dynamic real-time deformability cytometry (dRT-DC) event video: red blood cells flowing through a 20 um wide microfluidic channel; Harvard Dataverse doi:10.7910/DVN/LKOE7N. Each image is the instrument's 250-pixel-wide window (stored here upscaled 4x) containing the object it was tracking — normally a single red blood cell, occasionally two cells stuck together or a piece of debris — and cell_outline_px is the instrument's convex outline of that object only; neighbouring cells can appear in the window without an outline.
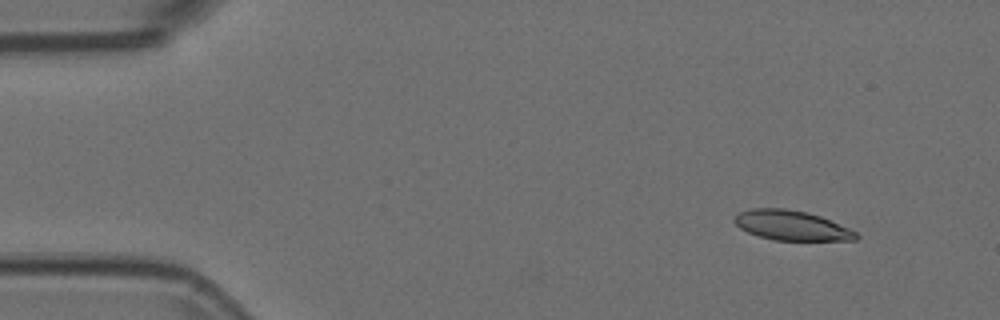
{"species": "Egyptian fruit bat (a non-hibernating species)", "species_latin": "Rousettus aegyptiacus", "temperature_condition": "room temperature", "stored_images_in_passage": 50, "camera_frame_rate_fps": 3000, "um_per_image_px": 0.085, "animal": {"sex": "female"}, "frame": {"image": 1, "passage_image": 1, "time_ms": 0.0, "image_size_px": [1000, 320], "cell_outline_px": [[860, 236], [856, 240], [776, 240], [760, 236], [748, 232], [740, 228], [732, 220], [740, 212], [752, 208], [784, 208], [808, 212], [820, 216], [848, 228], [856, 232]], "centroid_in_image_um": [67.28, 19.15], "position_along_channel_um": 17.7, "area_um2": 20.92}}
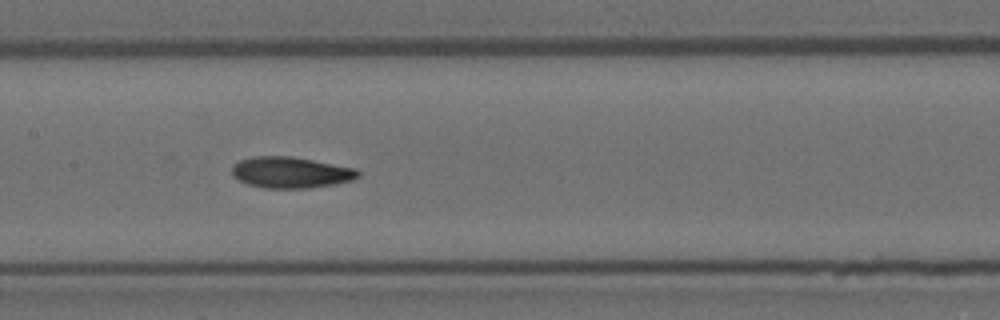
{"frame": {"image": 2, "passage_image": 22, "time_ms": 7.0, "image_size_px": [1000, 320], "cell_outline_px": [[360, 176], [352, 180], [336, 184], [308, 188], [264, 188], [248, 184], [232, 176], [232, 164], [240, 160], [252, 156], [292, 156], [356, 168], [360, 172]], "centroid_in_image_um": [24.72, 14.65], "position_along_channel_um": 182.7, "area_um2": 23.06}}
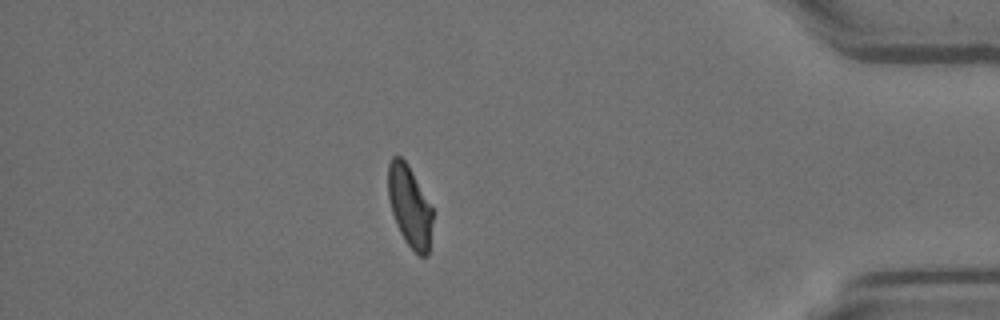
{"frame": {"image": 3, "passage_image": 43, "time_ms": 14.0, "image_size_px": [1000, 320], "cell_outline_px": [[432, 224], [428, 256], [420, 256], [404, 240], [396, 224], [392, 212], [388, 196], [388, 164], [392, 156], [400, 156], [408, 164], [432, 208]], "centroid_in_image_um": [34.81, 17.52], "position_along_channel_um": 400.4, "area_um2": 20.87}}